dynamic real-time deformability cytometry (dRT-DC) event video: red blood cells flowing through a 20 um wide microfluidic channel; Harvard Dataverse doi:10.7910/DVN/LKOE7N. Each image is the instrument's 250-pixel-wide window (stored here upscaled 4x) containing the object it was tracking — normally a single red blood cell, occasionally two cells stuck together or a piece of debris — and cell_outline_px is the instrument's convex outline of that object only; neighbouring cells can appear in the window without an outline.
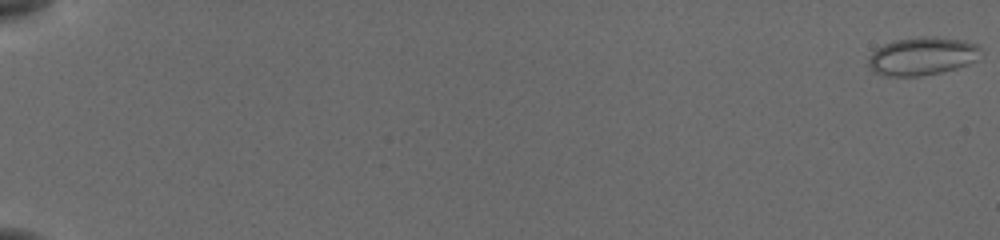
{"species": "common noctule bat (a hibernating species)", "species_latin": "Nyctalus noctula", "temperature_condition": "cold", "stored_images_in_passage": 56, "camera_frame_rate_fps": 3000, "um_per_image_px": 0.085, "animal": {"sex": "female", "body_mass_g": 19.5, "forearm_length_mm": 54.1}, "frame": {"image": 1, "passage_image": 1, "time_ms": 0.0, "image_size_px": [1000, 240], "cell_outline_px": [[984, 52], [976, 60], [968, 64], [956, 68], [940, 72], [920, 76], [884, 76], [872, 72], [868, 68], [868, 56], [876, 48], [884, 44], [896, 40], [920, 36], [936, 36], [964, 40], [976, 44]], "centroid_in_image_um": [78.37, 4.77], "position_along_channel_um": 6.6, "area_um2": 25.37}}
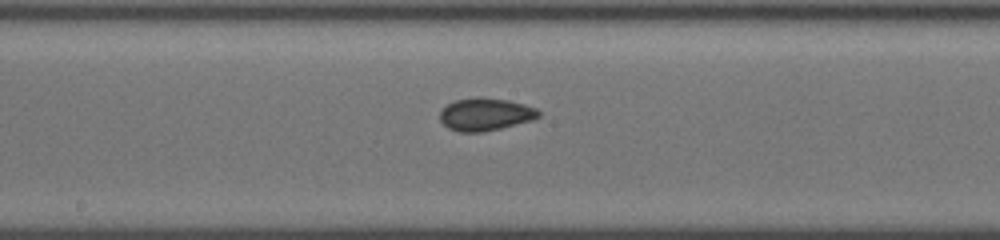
{"frame": {"image": 2, "passage_image": 33, "time_ms": 10.667, "image_size_px": [1000, 240], "cell_outline_px": [[540, 116], [532, 120], [500, 128], [480, 132], [460, 132], [448, 128], [440, 120], [440, 112], [448, 104], [456, 100], [476, 96], [508, 100], [524, 104], [536, 108], [540, 112]], "centroid_in_image_um": [41.26, 9.71], "position_along_channel_um": 206.9, "area_um2": 18.67}}
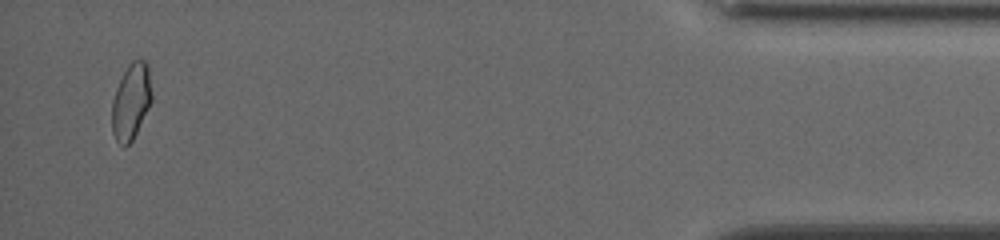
{"frame": {"image": 3, "passage_image": 55, "time_ms": 18.0, "image_size_px": [1000, 240], "cell_outline_px": [[152, 100], [132, 140], [124, 148], [116, 140], [112, 132], [112, 100], [116, 88], [128, 64], [132, 60], [144, 60], [148, 64], [152, 92]], "centroid_in_image_um": [11.14, 8.61], "position_along_channel_um": 424.1, "area_um2": 17.57}, "authors_computed_cell_mechanics": {"area_um2": 18.2359, "velocity_mm_per_s": 3.8444, "shape_relaxation_time_tau1_ms": 3.3389, "shape_relaxation_time_tau2_ms": 2.8167, "deformation_change_tau1": 0.0655, "deformation_change_tau2": 0.0569}}